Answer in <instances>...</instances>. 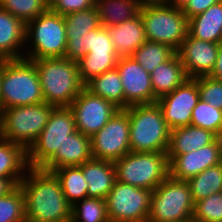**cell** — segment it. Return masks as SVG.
<instances>
[{
  "label": "cell",
  "instance_id": "cell-1",
  "mask_svg": "<svg viewBox=\"0 0 222 222\" xmlns=\"http://www.w3.org/2000/svg\"><path fill=\"white\" fill-rule=\"evenodd\" d=\"M26 174L18 184L24 195L26 222H70L72 205L56 176L40 168H29Z\"/></svg>",
  "mask_w": 222,
  "mask_h": 222
},
{
  "label": "cell",
  "instance_id": "cell-2",
  "mask_svg": "<svg viewBox=\"0 0 222 222\" xmlns=\"http://www.w3.org/2000/svg\"><path fill=\"white\" fill-rule=\"evenodd\" d=\"M32 61L39 75L44 101L55 107H69L84 88L77 62L65 57Z\"/></svg>",
  "mask_w": 222,
  "mask_h": 222
},
{
  "label": "cell",
  "instance_id": "cell-3",
  "mask_svg": "<svg viewBox=\"0 0 222 222\" xmlns=\"http://www.w3.org/2000/svg\"><path fill=\"white\" fill-rule=\"evenodd\" d=\"M43 102L45 101L34 62L25 58L4 59L0 84V111Z\"/></svg>",
  "mask_w": 222,
  "mask_h": 222
},
{
  "label": "cell",
  "instance_id": "cell-4",
  "mask_svg": "<svg viewBox=\"0 0 222 222\" xmlns=\"http://www.w3.org/2000/svg\"><path fill=\"white\" fill-rule=\"evenodd\" d=\"M130 122L131 152H167L171 129L157 103L125 109Z\"/></svg>",
  "mask_w": 222,
  "mask_h": 222
},
{
  "label": "cell",
  "instance_id": "cell-5",
  "mask_svg": "<svg viewBox=\"0 0 222 222\" xmlns=\"http://www.w3.org/2000/svg\"><path fill=\"white\" fill-rule=\"evenodd\" d=\"M140 15L148 41L169 45L177 51L188 34V18L181 9L163 0L144 1Z\"/></svg>",
  "mask_w": 222,
  "mask_h": 222
},
{
  "label": "cell",
  "instance_id": "cell-6",
  "mask_svg": "<svg viewBox=\"0 0 222 222\" xmlns=\"http://www.w3.org/2000/svg\"><path fill=\"white\" fill-rule=\"evenodd\" d=\"M54 108L43 102L1 110L0 137L28 151L48 123Z\"/></svg>",
  "mask_w": 222,
  "mask_h": 222
},
{
  "label": "cell",
  "instance_id": "cell-7",
  "mask_svg": "<svg viewBox=\"0 0 222 222\" xmlns=\"http://www.w3.org/2000/svg\"><path fill=\"white\" fill-rule=\"evenodd\" d=\"M116 180L153 191L169 176L166 152H129L113 162Z\"/></svg>",
  "mask_w": 222,
  "mask_h": 222
},
{
  "label": "cell",
  "instance_id": "cell-8",
  "mask_svg": "<svg viewBox=\"0 0 222 222\" xmlns=\"http://www.w3.org/2000/svg\"><path fill=\"white\" fill-rule=\"evenodd\" d=\"M193 213L189 183L168 176L152 192L147 222H187Z\"/></svg>",
  "mask_w": 222,
  "mask_h": 222
},
{
  "label": "cell",
  "instance_id": "cell-9",
  "mask_svg": "<svg viewBox=\"0 0 222 222\" xmlns=\"http://www.w3.org/2000/svg\"><path fill=\"white\" fill-rule=\"evenodd\" d=\"M32 41H31V40ZM33 44L24 55L25 59L65 57L67 37L62 15L49 9L46 13L26 24V41ZM29 51V52H28Z\"/></svg>",
  "mask_w": 222,
  "mask_h": 222
},
{
  "label": "cell",
  "instance_id": "cell-10",
  "mask_svg": "<svg viewBox=\"0 0 222 222\" xmlns=\"http://www.w3.org/2000/svg\"><path fill=\"white\" fill-rule=\"evenodd\" d=\"M76 131L75 119L69 107H55L48 123L35 143L27 151L29 168H41L68 138Z\"/></svg>",
  "mask_w": 222,
  "mask_h": 222
},
{
  "label": "cell",
  "instance_id": "cell-11",
  "mask_svg": "<svg viewBox=\"0 0 222 222\" xmlns=\"http://www.w3.org/2000/svg\"><path fill=\"white\" fill-rule=\"evenodd\" d=\"M151 190L115 181L105 198L110 222H147Z\"/></svg>",
  "mask_w": 222,
  "mask_h": 222
},
{
  "label": "cell",
  "instance_id": "cell-12",
  "mask_svg": "<svg viewBox=\"0 0 222 222\" xmlns=\"http://www.w3.org/2000/svg\"><path fill=\"white\" fill-rule=\"evenodd\" d=\"M92 156L114 162L131 152L130 122L125 109H119L91 138Z\"/></svg>",
  "mask_w": 222,
  "mask_h": 222
},
{
  "label": "cell",
  "instance_id": "cell-13",
  "mask_svg": "<svg viewBox=\"0 0 222 222\" xmlns=\"http://www.w3.org/2000/svg\"><path fill=\"white\" fill-rule=\"evenodd\" d=\"M69 108L74 114L76 130L90 138L119 110L112 102L92 94L85 87Z\"/></svg>",
  "mask_w": 222,
  "mask_h": 222
},
{
  "label": "cell",
  "instance_id": "cell-14",
  "mask_svg": "<svg viewBox=\"0 0 222 222\" xmlns=\"http://www.w3.org/2000/svg\"><path fill=\"white\" fill-rule=\"evenodd\" d=\"M200 100L197 78H188L171 93L157 99L166 124L172 130L191 125L193 108Z\"/></svg>",
  "mask_w": 222,
  "mask_h": 222
},
{
  "label": "cell",
  "instance_id": "cell-15",
  "mask_svg": "<svg viewBox=\"0 0 222 222\" xmlns=\"http://www.w3.org/2000/svg\"><path fill=\"white\" fill-rule=\"evenodd\" d=\"M116 68L123 85L125 109L131 105L156 103L150 74L133 57H120Z\"/></svg>",
  "mask_w": 222,
  "mask_h": 222
},
{
  "label": "cell",
  "instance_id": "cell-16",
  "mask_svg": "<svg viewBox=\"0 0 222 222\" xmlns=\"http://www.w3.org/2000/svg\"><path fill=\"white\" fill-rule=\"evenodd\" d=\"M219 44L196 39L187 34L176 51L188 78L209 76L217 61Z\"/></svg>",
  "mask_w": 222,
  "mask_h": 222
},
{
  "label": "cell",
  "instance_id": "cell-17",
  "mask_svg": "<svg viewBox=\"0 0 222 222\" xmlns=\"http://www.w3.org/2000/svg\"><path fill=\"white\" fill-rule=\"evenodd\" d=\"M167 157L169 176L180 181H188L205 169L222 163V156L216 140L198 150L181 155H167Z\"/></svg>",
  "mask_w": 222,
  "mask_h": 222
},
{
  "label": "cell",
  "instance_id": "cell-18",
  "mask_svg": "<svg viewBox=\"0 0 222 222\" xmlns=\"http://www.w3.org/2000/svg\"><path fill=\"white\" fill-rule=\"evenodd\" d=\"M91 158L93 156L90 137L76 130L68 135L61 149H57L56 153L40 169L52 172L54 169L64 166H80Z\"/></svg>",
  "mask_w": 222,
  "mask_h": 222
},
{
  "label": "cell",
  "instance_id": "cell-19",
  "mask_svg": "<svg viewBox=\"0 0 222 222\" xmlns=\"http://www.w3.org/2000/svg\"><path fill=\"white\" fill-rule=\"evenodd\" d=\"M105 28L119 58L132 56L147 40L140 13L124 23Z\"/></svg>",
  "mask_w": 222,
  "mask_h": 222
},
{
  "label": "cell",
  "instance_id": "cell-20",
  "mask_svg": "<svg viewBox=\"0 0 222 222\" xmlns=\"http://www.w3.org/2000/svg\"><path fill=\"white\" fill-rule=\"evenodd\" d=\"M25 43L27 44L26 24L0 8V58L6 60L24 58V53H20V49Z\"/></svg>",
  "mask_w": 222,
  "mask_h": 222
},
{
  "label": "cell",
  "instance_id": "cell-21",
  "mask_svg": "<svg viewBox=\"0 0 222 222\" xmlns=\"http://www.w3.org/2000/svg\"><path fill=\"white\" fill-rule=\"evenodd\" d=\"M88 183V197L104 199L108 196L116 181L114 163L91 158L79 166Z\"/></svg>",
  "mask_w": 222,
  "mask_h": 222
},
{
  "label": "cell",
  "instance_id": "cell-22",
  "mask_svg": "<svg viewBox=\"0 0 222 222\" xmlns=\"http://www.w3.org/2000/svg\"><path fill=\"white\" fill-rule=\"evenodd\" d=\"M215 141V133L192 125L171 130L167 155H181L198 150Z\"/></svg>",
  "mask_w": 222,
  "mask_h": 222
},
{
  "label": "cell",
  "instance_id": "cell-23",
  "mask_svg": "<svg viewBox=\"0 0 222 222\" xmlns=\"http://www.w3.org/2000/svg\"><path fill=\"white\" fill-rule=\"evenodd\" d=\"M188 34L196 39L222 42V2L188 20Z\"/></svg>",
  "mask_w": 222,
  "mask_h": 222
},
{
  "label": "cell",
  "instance_id": "cell-24",
  "mask_svg": "<svg viewBox=\"0 0 222 222\" xmlns=\"http://www.w3.org/2000/svg\"><path fill=\"white\" fill-rule=\"evenodd\" d=\"M150 77L154 96L157 99L171 93L188 79L177 53L168 61L155 67L150 73Z\"/></svg>",
  "mask_w": 222,
  "mask_h": 222
},
{
  "label": "cell",
  "instance_id": "cell-25",
  "mask_svg": "<svg viewBox=\"0 0 222 222\" xmlns=\"http://www.w3.org/2000/svg\"><path fill=\"white\" fill-rule=\"evenodd\" d=\"M143 0H95V7L103 27L124 23L140 13Z\"/></svg>",
  "mask_w": 222,
  "mask_h": 222
},
{
  "label": "cell",
  "instance_id": "cell-26",
  "mask_svg": "<svg viewBox=\"0 0 222 222\" xmlns=\"http://www.w3.org/2000/svg\"><path fill=\"white\" fill-rule=\"evenodd\" d=\"M28 169L27 151L0 137V178H12L19 184Z\"/></svg>",
  "mask_w": 222,
  "mask_h": 222
},
{
  "label": "cell",
  "instance_id": "cell-27",
  "mask_svg": "<svg viewBox=\"0 0 222 222\" xmlns=\"http://www.w3.org/2000/svg\"><path fill=\"white\" fill-rule=\"evenodd\" d=\"M84 87L92 94L112 102L119 109H125L123 85L117 68L92 78Z\"/></svg>",
  "mask_w": 222,
  "mask_h": 222
},
{
  "label": "cell",
  "instance_id": "cell-28",
  "mask_svg": "<svg viewBox=\"0 0 222 222\" xmlns=\"http://www.w3.org/2000/svg\"><path fill=\"white\" fill-rule=\"evenodd\" d=\"M52 173L59 180L64 196L71 205L88 197V183L79 166H64L54 169Z\"/></svg>",
  "mask_w": 222,
  "mask_h": 222
},
{
  "label": "cell",
  "instance_id": "cell-29",
  "mask_svg": "<svg viewBox=\"0 0 222 222\" xmlns=\"http://www.w3.org/2000/svg\"><path fill=\"white\" fill-rule=\"evenodd\" d=\"M193 202L222 192V163L211 166L188 181Z\"/></svg>",
  "mask_w": 222,
  "mask_h": 222
},
{
  "label": "cell",
  "instance_id": "cell-30",
  "mask_svg": "<svg viewBox=\"0 0 222 222\" xmlns=\"http://www.w3.org/2000/svg\"><path fill=\"white\" fill-rule=\"evenodd\" d=\"M175 53L169 45L146 40L131 57L150 74L155 67L168 61Z\"/></svg>",
  "mask_w": 222,
  "mask_h": 222
},
{
  "label": "cell",
  "instance_id": "cell-31",
  "mask_svg": "<svg viewBox=\"0 0 222 222\" xmlns=\"http://www.w3.org/2000/svg\"><path fill=\"white\" fill-rule=\"evenodd\" d=\"M70 222H110L106 201L101 198L87 197L75 202L71 208Z\"/></svg>",
  "mask_w": 222,
  "mask_h": 222
},
{
  "label": "cell",
  "instance_id": "cell-32",
  "mask_svg": "<svg viewBox=\"0 0 222 222\" xmlns=\"http://www.w3.org/2000/svg\"><path fill=\"white\" fill-rule=\"evenodd\" d=\"M67 38H81L101 26L96 7L63 16Z\"/></svg>",
  "mask_w": 222,
  "mask_h": 222
},
{
  "label": "cell",
  "instance_id": "cell-33",
  "mask_svg": "<svg viewBox=\"0 0 222 222\" xmlns=\"http://www.w3.org/2000/svg\"><path fill=\"white\" fill-rule=\"evenodd\" d=\"M118 59L119 56L86 54L77 62L81 82L85 85L92 78L116 68Z\"/></svg>",
  "mask_w": 222,
  "mask_h": 222
},
{
  "label": "cell",
  "instance_id": "cell-34",
  "mask_svg": "<svg viewBox=\"0 0 222 222\" xmlns=\"http://www.w3.org/2000/svg\"><path fill=\"white\" fill-rule=\"evenodd\" d=\"M0 8L25 24L50 9L45 0H0Z\"/></svg>",
  "mask_w": 222,
  "mask_h": 222
},
{
  "label": "cell",
  "instance_id": "cell-35",
  "mask_svg": "<svg viewBox=\"0 0 222 222\" xmlns=\"http://www.w3.org/2000/svg\"><path fill=\"white\" fill-rule=\"evenodd\" d=\"M0 222H26L24 195L19 185L0 197Z\"/></svg>",
  "mask_w": 222,
  "mask_h": 222
},
{
  "label": "cell",
  "instance_id": "cell-36",
  "mask_svg": "<svg viewBox=\"0 0 222 222\" xmlns=\"http://www.w3.org/2000/svg\"><path fill=\"white\" fill-rule=\"evenodd\" d=\"M191 125L209 130L216 134L222 127V110L200 99L193 108Z\"/></svg>",
  "mask_w": 222,
  "mask_h": 222
},
{
  "label": "cell",
  "instance_id": "cell-37",
  "mask_svg": "<svg viewBox=\"0 0 222 222\" xmlns=\"http://www.w3.org/2000/svg\"><path fill=\"white\" fill-rule=\"evenodd\" d=\"M84 48L87 54L100 56H118L107 29L102 25L85 33Z\"/></svg>",
  "mask_w": 222,
  "mask_h": 222
},
{
  "label": "cell",
  "instance_id": "cell-38",
  "mask_svg": "<svg viewBox=\"0 0 222 222\" xmlns=\"http://www.w3.org/2000/svg\"><path fill=\"white\" fill-rule=\"evenodd\" d=\"M193 220L222 222V192L214 193L194 203Z\"/></svg>",
  "mask_w": 222,
  "mask_h": 222
},
{
  "label": "cell",
  "instance_id": "cell-39",
  "mask_svg": "<svg viewBox=\"0 0 222 222\" xmlns=\"http://www.w3.org/2000/svg\"><path fill=\"white\" fill-rule=\"evenodd\" d=\"M200 99L222 110V81L211 76L197 77Z\"/></svg>",
  "mask_w": 222,
  "mask_h": 222
},
{
  "label": "cell",
  "instance_id": "cell-40",
  "mask_svg": "<svg viewBox=\"0 0 222 222\" xmlns=\"http://www.w3.org/2000/svg\"><path fill=\"white\" fill-rule=\"evenodd\" d=\"M95 6V0H59L50 9L62 16L88 10Z\"/></svg>",
  "mask_w": 222,
  "mask_h": 222
},
{
  "label": "cell",
  "instance_id": "cell-41",
  "mask_svg": "<svg viewBox=\"0 0 222 222\" xmlns=\"http://www.w3.org/2000/svg\"><path fill=\"white\" fill-rule=\"evenodd\" d=\"M85 36L81 38H67L65 58L78 62L87 53L84 48Z\"/></svg>",
  "mask_w": 222,
  "mask_h": 222
},
{
  "label": "cell",
  "instance_id": "cell-42",
  "mask_svg": "<svg viewBox=\"0 0 222 222\" xmlns=\"http://www.w3.org/2000/svg\"><path fill=\"white\" fill-rule=\"evenodd\" d=\"M222 2V0H190L189 3L182 9L183 14L188 18L205 12L212 5Z\"/></svg>",
  "mask_w": 222,
  "mask_h": 222
},
{
  "label": "cell",
  "instance_id": "cell-43",
  "mask_svg": "<svg viewBox=\"0 0 222 222\" xmlns=\"http://www.w3.org/2000/svg\"><path fill=\"white\" fill-rule=\"evenodd\" d=\"M209 76L222 81V42L219 44L217 61Z\"/></svg>",
  "mask_w": 222,
  "mask_h": 222
},
{
  "label": "cell",
  "instance_id": "cell-44",
  "mask_svg": "<svg viewBox=\"0 0 222 222\" xmlns=\"http://www.w3.org/2000/svg\"><path fill=\"white\" fill-rule=\"evenodd\" d=\"M17 185L12 178H0V197L7 195Z\"/></svg>",
  "mask_w": 222,
  "mask_h": 222
},
{
  "label": "cell",
  "instance_id": "cell-45",
  "mask_svg": "<svg viewBox=\"0 0 222 222\" xmlns=\"http://www.w3.org/2000/svg\"><path fill=\"white\" fill-rule=\"evenodd\" d=\"M166 4L173 6L177 9H183L190 0H163Z\"/></svg>",
  "mask_w": 222,
  "mask_h": 222
},
{
  "label": "cell",
  "instance_id": "cell-46",
  "mask_svg": "<svg viewBox=\"0 0 222 222\" xmlns=\"http://www.w3.org/2000/svg\"><path fill=\"white\" fill-rule=\"evenodd\" d=\"M215 140L217 142V145L219 147V150L222 156V127L215 134Z\"/></svg>",
  "mask_w": 222,
  "mask_h": 222
},
{
  "label": "cell",
  "instance_id": "cell-47",
  "mask_svg": "<svg viewBox=\"0 0 222 222\" xmlns=\"http://www.w3.org/2000/svg\"><path fill=\"white\" fill-rule=\"evenodd\" d=\"M3 68H4V59L0 58V84H1V77L3 73Z\"/></svg>",
  "mask_w": 222,
  "mask_h": 222
},
{
  "label": "cell",
  "instance_id": "cell-48",
  "mask_svg": "<svg viewBox=\"0 0 222 222\" xmlns=\"http://www.w3.org/2000/svg\"><path fill=\"white\" fill-rule=\"evenodd\" d=\"M48 7L51 8L59 0H45Z\"/></svg>",
  "mask_w": 222,
  "mask_h": 222
},
{
  "label": "cell",
  "instance_id": "cell-49",
  "mask_svg": "<svg viewBox=\"0 0 222 222\" xmlns=\"http://www.w3.org/2000/svg\"><path fill=\"white\" fill-rule=\"evenodd\" d=\"M194 222H206V221H201V220H194Z\"/></svg>",
  "mask_w": 222,
  "mask_h": 222
}]
</instances>
